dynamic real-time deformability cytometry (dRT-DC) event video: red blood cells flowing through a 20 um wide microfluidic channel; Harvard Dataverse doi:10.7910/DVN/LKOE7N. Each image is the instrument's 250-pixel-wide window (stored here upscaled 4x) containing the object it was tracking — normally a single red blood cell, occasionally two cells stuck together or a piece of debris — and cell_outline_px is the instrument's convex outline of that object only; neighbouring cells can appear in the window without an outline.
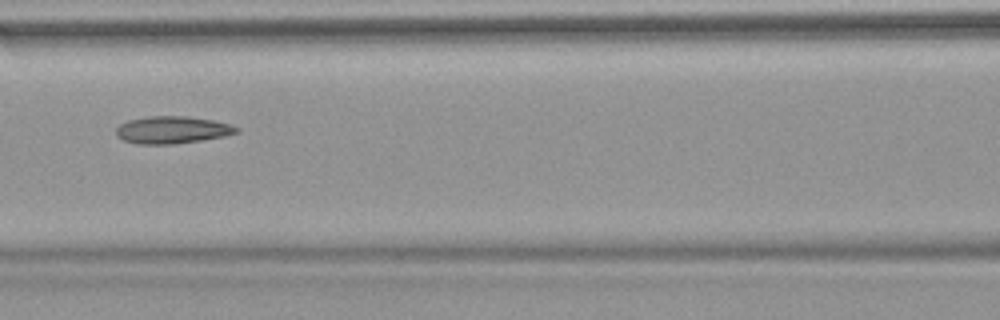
{"species": "common noctule bat (a hibernating species)", "species_latin": "Nyctalus noctula", "temperature_condition": "warm", "stored_images_in_passage": 42, "camera_frame_rate_fps": 3000, "um_per_image_px": 0.085, "animal": {"sex": "female", "body_mass_g": 18.4}, "frame": {"image": 1, "passage_image": 13, "time_ms": 4.0, "image_size_px": [1000, 320], "cell_outline_px": [[240, 128], [236, 132], [224, 136], [200, 140], [172, 144], [136, 144], [124, 140], [116, 136], [116, 128], [120, 124], [128, 120], [148, 116], [188, 116], [212, 120], [228, 124]], "centroid_in_image_um": [14.59, 11.04], "position_along_channel_um": 152.0, "area_um2": 19.02}, "authors_computed_cell_mechanics": {"area_um2": 18.8428, "velocity_mm_per_s": 3.8289, "shape_relaxation_time_tau1_ms": null, "shape_relaxation_time_tau2_ms": 6.5841, "deformation_change_tau1": null, "deformation_change_tau2": 0.1595}}